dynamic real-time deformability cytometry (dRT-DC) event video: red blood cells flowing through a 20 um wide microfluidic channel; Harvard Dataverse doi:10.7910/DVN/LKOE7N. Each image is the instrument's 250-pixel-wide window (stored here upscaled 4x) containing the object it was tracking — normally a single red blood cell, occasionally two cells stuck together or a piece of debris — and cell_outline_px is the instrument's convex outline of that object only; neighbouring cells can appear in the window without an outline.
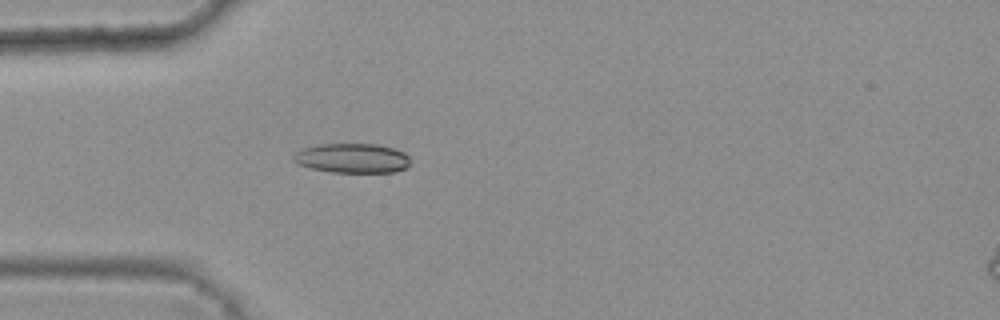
{"species": "common noctule bat (a hibernating species)", "species_latin": "Nyctalus noctula", "temperature_condition": "warm", "stored_images_in_passage": 46, "camera_frame_rate_fps": 3000, "um_per_image_px": 0.085, "animal": {"sex": "female", "body_mass_g": 25.1}, "frame": {"image": 1, "passage_image": 15, "time_ms": 4.667, "image_size_px": [1000, 320], "cell_outline_px": [[408, 168], [396, 172], [332, 172], [312, 168], [296, 164], [292, 160], [292, 156], [296, 152], [304, 148], [316, 144], [376, 144], [392, 148], [404, 152], [408, 156]], "centroid_in_image_um": [29.92, 13.45], "position_along_channel_um": 55.1, "area_um2": 20.17}}
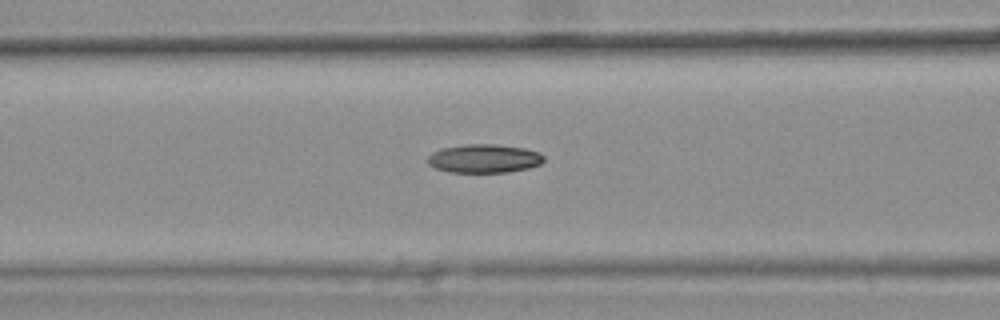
{"frame": {"image": 2, "passage_image": 21, "time_ms": 6.667, "image_size_px": [1000, 320], "cell_outline_px": [[544, 160], [540, 164], [528, 168], [508, 172], [448, 172], [436, 168], [428, 164], [428, 156], [432, 152], [444, 148], [464, 144], [496, 144], [524, 148], [540, 152], [544, 156]], "centroid_in_image_um": [41.16, 13.47], "position_along_channel_um": 125.4, "area_um2": 19.36}}
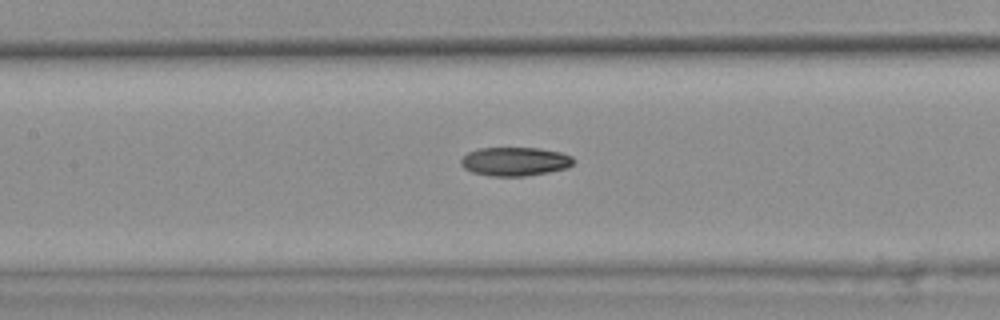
{"frame": {"image": 3, "passage_image": 24, "time_ms": 7.667, "image_size_px": [1000, 320], "cell_outline_px": [[576, 160], [568, 168], [548, 172], [524, 176], [488, 176], [472, 172], [464, 168], [460, 164], [460, 160], [468, 152], [480, 148], [540, 148], [560, 152], [572, 156]], "centroid_in_image_um": [43.78, 13.73], "position_along_channel_um": 163.6, "area_um2": 18.96}}